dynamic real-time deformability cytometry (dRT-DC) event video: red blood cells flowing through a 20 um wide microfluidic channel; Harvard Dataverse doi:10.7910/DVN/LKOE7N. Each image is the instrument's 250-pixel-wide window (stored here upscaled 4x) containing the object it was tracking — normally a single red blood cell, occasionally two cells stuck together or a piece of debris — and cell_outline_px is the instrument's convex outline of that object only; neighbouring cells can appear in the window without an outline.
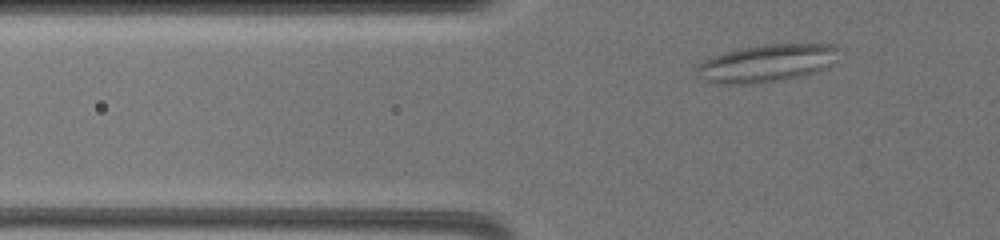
{"species": "common noctule bat (a hibernating species)", "species_latin": "Nyctalus noctula", "temperature_condition": "warm", "stored_images_in_passage": 63, "camera_frame_rate_fps": 3000, "um_per_image_px": 0.085, "animal": {"sex": "female", "body_mass_g": 19.5, "forearm_length_mm": 54.1}, "frame": {"image": 1, "passage_image": 5, "time_ms": 1.667, "image_size_px": [1000, 240], "cell_outline_px": [[840, 48], [828, 64], [824, 68], [816, 72], [784, 80], [744, 84], [708, 80], [696, 72], [696, 68], [704, 60], [712, 56], [744, 48], [772, 44], [832, 44]], "centroid_in_image_um": [65.21, 5.36], "position_along_channel_um": 60.6, "area_um2": 29.88}}
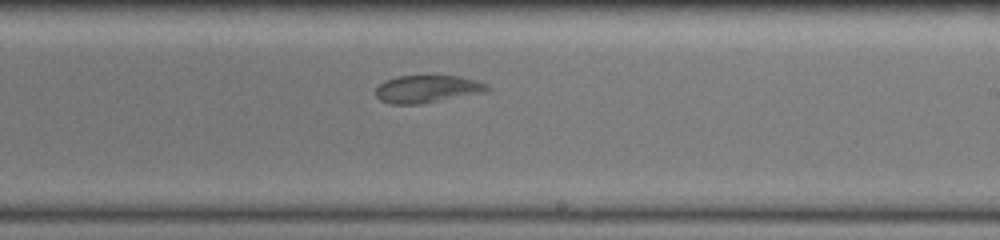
{"frame": {"image": 2, "passage_image": 26, "time_ms": 8.0, "image_size_px": [1000, 240], "cell_outline_px": [[492, 88], [488, 92], [420, 104], [388, 104], [380, 100], [376, 96], [376, 88], [384, 80], [396, 76], [456, 76], [476, 80]], "centroid_in_image_um": [36.3, 7.57], "position_along_channel_um": 252.7, "area_um2": 17.98}}
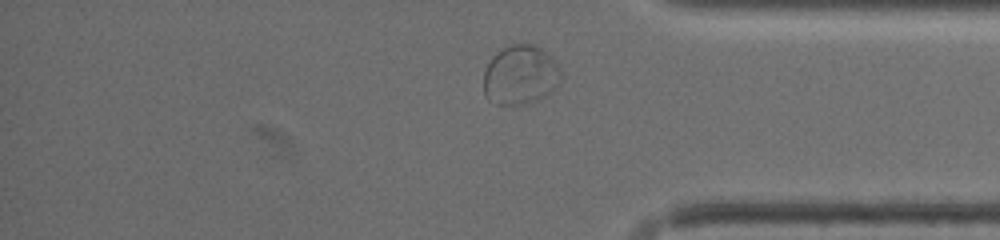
{"frame": {"image": 3, "passage_image": 53, "time_ms": 12.333, "image_size_px": [1000, 240], "cell_outline_px": [[560, 80], [552, 92], [528, 104], [496, 104], [488, 100], [484, 96], [484, 72], [492, 56], [496, 52], [512, 44], [532, 44], [540, 48], [552, 56], [556, 60], [560, 68]], "centroid_in_image_um": [44.23, 6.38], "position_along_channel_um": 391.0, "area_um2": 26.88}}